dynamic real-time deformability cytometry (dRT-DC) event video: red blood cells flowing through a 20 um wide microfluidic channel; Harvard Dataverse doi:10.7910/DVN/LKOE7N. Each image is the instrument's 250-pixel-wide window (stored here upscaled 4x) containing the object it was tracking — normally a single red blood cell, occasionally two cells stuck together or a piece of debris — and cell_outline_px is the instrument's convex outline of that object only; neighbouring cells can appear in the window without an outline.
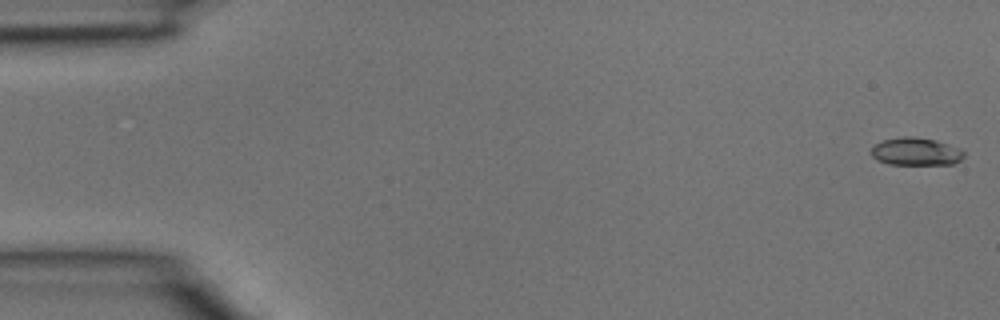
{"species": "common noctule bat (a hibernating species)", "species_latin": "Nyctalus noctula", "temperature_condition": "room temperature", "stored_images_in_passage": 5, "camera_frame_rate_fps": 3000, "um_per_image_px": 0.085, "animal": {"sex": "male", "body_mass_g": 15.6}, "frame": {"image": 1, "passage_image": 1, "time_ms": 0.0, "image_size_px": [1000, 320], "cell_outline_px": [[964, 156], [960, 160], [952, 164], [888, 164], [876, 160], [872, 156], [872, 148], [876, 144], [884, 140], [900, 136], [912, 136], [936, 140], [960, 148], [964, 152]], "centroid_in_image_um": [77.85, 12.88], "position_along_channel_um": 7.1, "area_um2": 14.97}}